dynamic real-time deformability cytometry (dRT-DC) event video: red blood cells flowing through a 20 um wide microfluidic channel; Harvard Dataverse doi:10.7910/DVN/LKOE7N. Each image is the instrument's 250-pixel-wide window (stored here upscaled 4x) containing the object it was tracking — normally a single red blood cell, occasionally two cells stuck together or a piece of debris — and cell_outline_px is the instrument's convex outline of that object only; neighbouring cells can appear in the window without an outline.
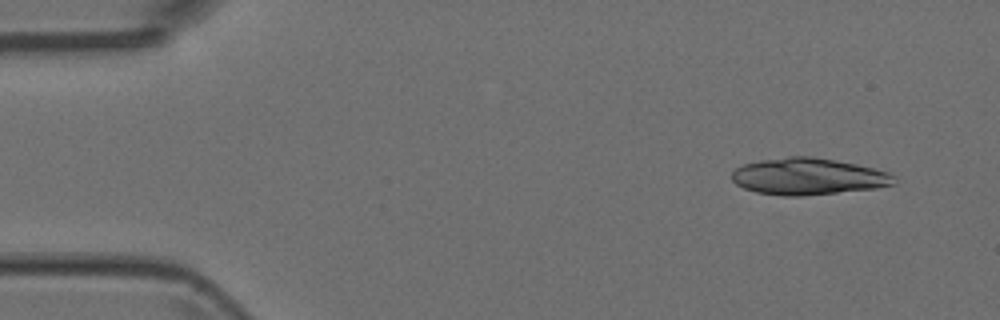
{"species": "Egyptian fruit bat (a non-hibernating species)", "species_latin": "Rousettus aegyptiacus", "temperature_condition": "room temperature", "stored_images_in_passage": 7, "camera_frame_rate_fps": 3000, "um_per_image_px": 0.085, "animal": {"sex": "female"}, "frame": {"image": 1, "passage_image": 1, "time_ms": 0.0, "image_size_px": [1000, 320], "cell_outline_px": [[896, 184], [876, 188], [800, 196], [784, 196], [756, 192], [744, 188], [736, 184], [732, 180], [732, 172], [736, 168], [744, 164], [760, 160], [788, 156], [812, 156], [836, 160], [856, 164], [888, 172], [896, 176]], "centroid_in_image_um": [68.7, 14.99], "position_along_channel_um": 16.3, "area_um2": 34.74}}
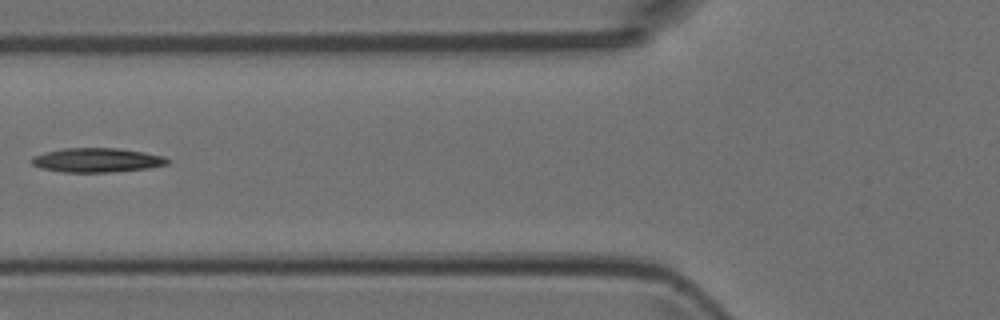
{"frame": {"image": 2, "passage_image": 5, "time_ms": 1.333, "image_size_px": [1000, 320], "cell_outline_px": [[172, 160], [168, 164], [148, 168], [108, 172], [64, 172], [40, 168], [32, 164], [32, 156], [44, 152], [64, 148], [116, 148], [144, 152], [164, 156]], "centroid_in_image_um": [8.25, 13.6], "position_along_channel_um": 117.6, "area_um2": 19.19}}
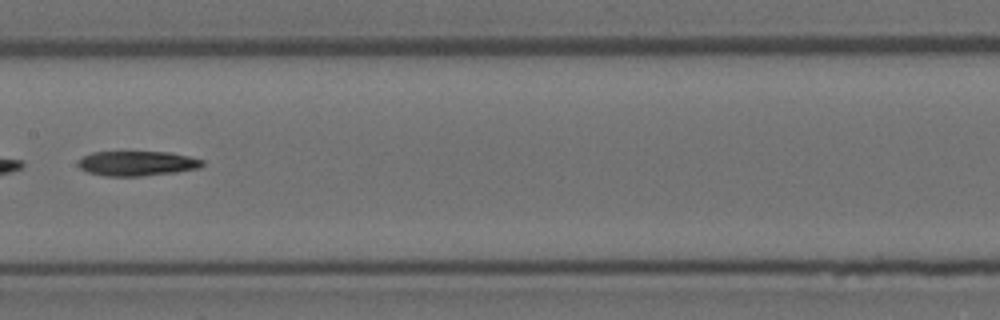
{"frame": {"image": 3, "passage_image": 7, "time_ms": 2.0, "image_size_px": [1000, 320], "cell_outline_px": [[204, 164], [200, 168], [176, 172], [140, 176], [104, 176], [88, 172], [80, 168], [76, 164], [84, 156], [92, 152], [168, 152], [188, 156], [204, 160]], "centroid_in_image_um": [11.66, 13.89], "position_along_channel_um": 195.7, "area_um2": 17.92}}